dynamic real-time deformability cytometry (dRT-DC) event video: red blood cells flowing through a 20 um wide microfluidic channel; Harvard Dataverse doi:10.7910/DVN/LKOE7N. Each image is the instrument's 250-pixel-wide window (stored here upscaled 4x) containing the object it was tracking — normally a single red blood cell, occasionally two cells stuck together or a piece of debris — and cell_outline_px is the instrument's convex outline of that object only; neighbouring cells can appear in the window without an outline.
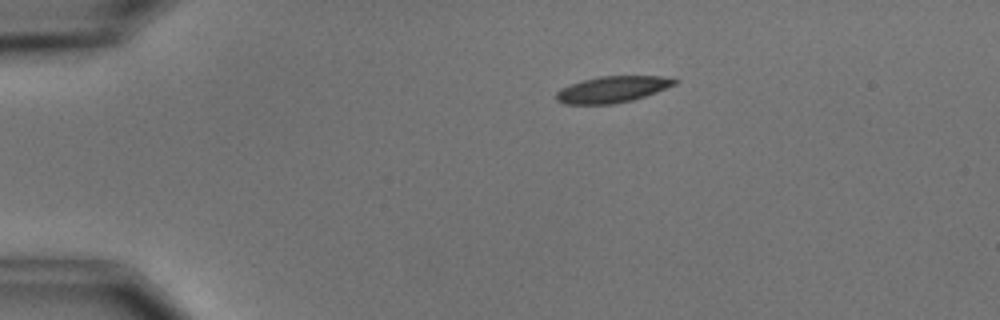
{"species": "common noctule bat (a hibernating species)", "species_latin": "Nyctalus noctula", "temperature_condition": "cold", "stored_images_in_passage": 5, "camera_frame_rate_fps": 3000, "um_per_image_px": 0.085, "animal": {"sex": "male", "body_mass_g": 15.6}, "frame": {"image": 1, "passage_image": 1, "time_ms": 0.0, "image_size_px": [1000, 320], "cell_outline_px": [[680, 80], [676, 84], [656, 92], [632, 100], [612, 104], [564, 104], [556, 100], [556, 92], [560, 88], [584, 80], [600, 76], [660, 76]], "centroid_in_image_um": [52.04, 7.6], "position_along_channel_um": 33.0, "area_um2": 18.03}}
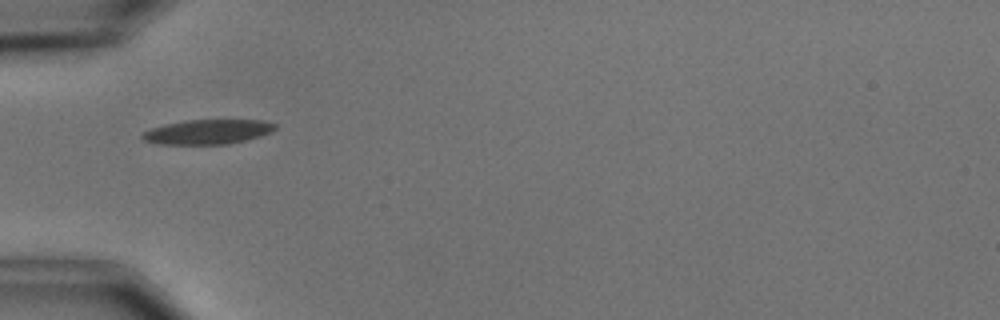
{"frame": {"image": 2, "passage_image": 3, "time_ms": 2.333, "image_size_px": [1000, 320], "cell_outline_px": [[276, 128], [272, 132], [260, 136], [228, 144], [156, 144], [144, 140], [140, 136], [144, 132], [152, 128], [164, 124], [184, 120], [264, 120], [276, 124]], "centroid_in_image_um": [17.65, 11.2], "position_along_channel_um": 67.3, "area_um2": 19.07}}
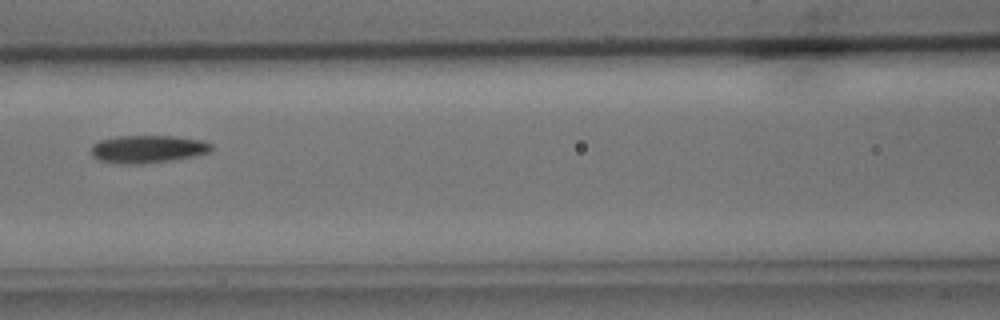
{"frame": {"image": 3, "passage_image": 5, "time_ms": 4.667, "image_size_px": [1000, 320], "cell_outline_px": [[212, 148], [208, 152], [192, 156], [172, 160], [140, 164], [124, 164], [100, 160], [92, 156], [92, 144], [100, 140], [116, 136], [176, 136], [200, 140], [212, 144]], "centroid_in_image_um": [12.53, 12.66], "position_along_channel_um": 154.1, "area_um2": 19.25}}